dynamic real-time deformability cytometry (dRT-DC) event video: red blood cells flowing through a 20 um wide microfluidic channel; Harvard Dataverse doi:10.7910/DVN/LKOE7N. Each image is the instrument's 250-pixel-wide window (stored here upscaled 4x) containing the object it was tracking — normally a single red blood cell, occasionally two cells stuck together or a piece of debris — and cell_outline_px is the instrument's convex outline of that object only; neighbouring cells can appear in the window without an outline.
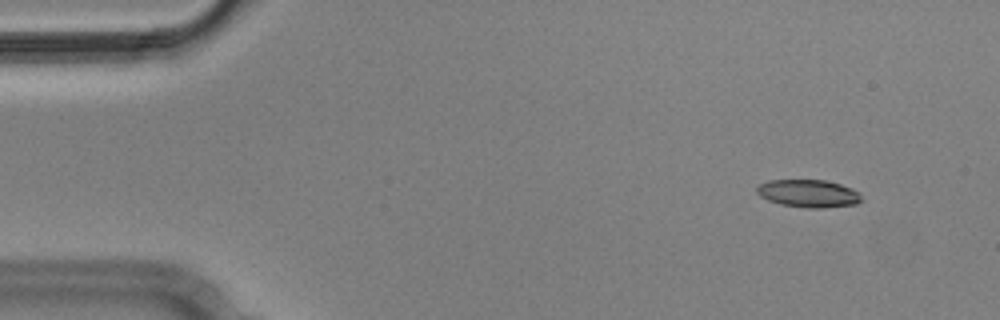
{"species": "Egyptian fruit bat (a non-hibernating species)", "species_latin": "Rousettus aegyptiacus", "temperature_condition": "cold", "stored_images_in_passage": 4, "camera_frame_rate_fps": 3000, "um_per_image_px": 0.085, "animal": {"sex": "male"}, "frame": {"image": 1, "passage_image": 2, "time_ms": 0.333, "image_size_px": [1000, 320], "cell_outline_px": [[860, 200], [856, 204], [820, 208], [808, 208], [780, 204], [768, 200], [760, 196], [756, 192], [756, 188], [760, 184], [768, 180], [824, 180], [840, 184], [852, 188], [860, 192]], "centroid_in_image_um": [68.7, 16.44], "position_along_channel_um": 16.3, "area_um2": 16.82}}
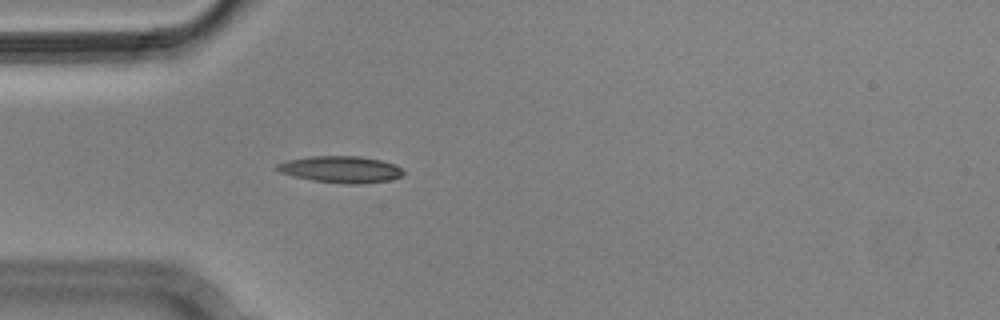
{"frame": {"image": 2, "passage_image": 4, "time_ms": 1.0, "image_size_px": [1000, 320], "cell_outline_px": [[404, 172], [400, 176], [388, 180], [360, 184], [348, 184], [312, 180], [292, 176], [280, 172], [276, 168], [276, 164], [288, 160], [312, 156], [360, 156], [380, 160], [396, 164]], "centroid_in_image_um": [28.96, 14.39], "position_along_channel_um": 56.0, "area_um2": 19.48}}